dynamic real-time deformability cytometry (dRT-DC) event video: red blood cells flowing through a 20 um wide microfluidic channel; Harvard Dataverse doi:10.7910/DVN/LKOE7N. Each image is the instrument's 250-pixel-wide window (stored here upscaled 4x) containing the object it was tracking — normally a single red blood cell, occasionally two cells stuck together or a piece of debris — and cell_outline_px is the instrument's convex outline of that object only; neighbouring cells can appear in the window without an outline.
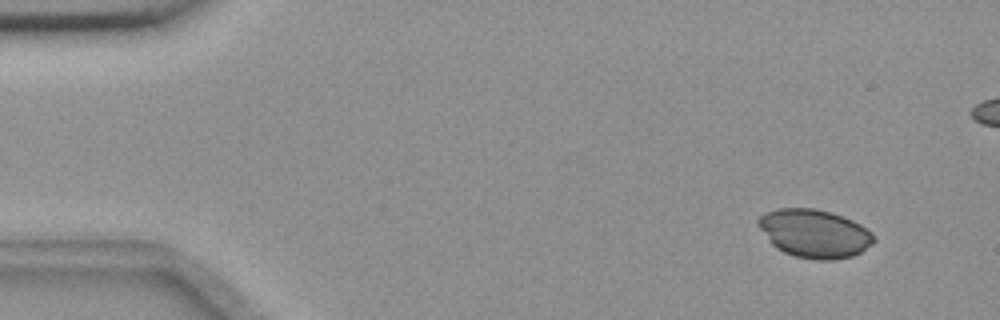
{"species": "common noctule bat (a hibernating species)", "species_latin": "Nyctalus noctula", "temperature_condition": "room temperature", "stored_images_in_passage": 5, "camera_frame_rate_fps": 3000, "um_per_image_px": 0.085, "animal": {"sex": "female", "body_mass_g": 18.4}, "frame": {"image": 1, "passage_image": 2, "time_ms": 0.333, "image_size_px": [1000, 320], "cell_outline_px": [[876, 240], [872, 244], [860, 252], [852, 256], [832, 260], [816, 260], [796, 256], [784, 252], [776, 248], [772, 244], [756, 224], [756, 220], [764, 212], [780, 208], [812, 208], [832, 212], [852, 220], [860, 224], [872, 232]], "centroid_in_image_um": [69.22, 19.84], "position_along_channel_um": 15.8, "area_um2": 32.6}}